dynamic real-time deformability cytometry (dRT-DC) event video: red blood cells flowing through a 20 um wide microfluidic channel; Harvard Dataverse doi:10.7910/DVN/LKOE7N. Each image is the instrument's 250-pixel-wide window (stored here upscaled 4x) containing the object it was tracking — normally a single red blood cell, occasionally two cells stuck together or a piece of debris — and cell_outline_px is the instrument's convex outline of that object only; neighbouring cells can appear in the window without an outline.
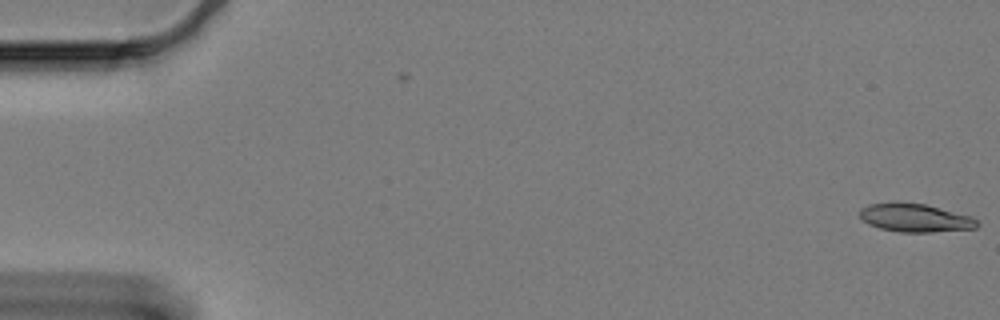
{"species": "Egyptian fruit bat (a non-hibernating species)", "species_latin": "Rousettus aegyptiacus", "temperature_condition": "cold", "stored_images_in_passage": 5, "camera_frame_rate_fps": 3000, "um_per_image_px": 0.085, "animal": {"sex": "female"}, "frame": {"image": 1, "passage_image": 5, "time_ms": 1.333, "image_size_px": [1000, 320], "cell_outline_px": [[980, 224], [976, 228], [932, 232], [900, 232], [880, 228], [868, 224], [860, 216], [860, 208], [868, 204], [896, 200], [924, 204], [972, 216]], "centroid_in_image_um": [77.75, 18.49], "position_along_channel_um": 7.2, "area_um2": 19.65}}